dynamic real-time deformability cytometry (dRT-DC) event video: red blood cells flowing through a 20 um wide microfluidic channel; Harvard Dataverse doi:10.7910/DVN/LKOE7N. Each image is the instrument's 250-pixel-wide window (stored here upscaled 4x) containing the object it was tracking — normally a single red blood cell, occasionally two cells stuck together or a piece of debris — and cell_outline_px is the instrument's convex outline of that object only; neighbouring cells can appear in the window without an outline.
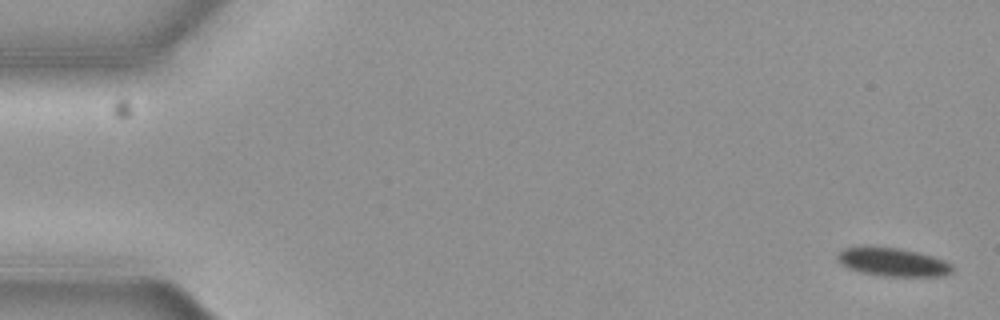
{"species": "common noctule bat (a hibernating species)", "species_latin": "Nyctalus noctula", "temperature_condition": "cold", "stored_images_in_passage": 3, "camera_frame_rate_fps": 3000, "um_per_image_px": 0.085, "animal": {"sex": "female", "body_mass_g": 19.3, "forearm_length_mm": 54.1}, "frame": {"image": 1, "passage_image": 1, "time_ms": 0.0, "image_size_px": [1000, 320], "cell_outline_px": [[956, 268], [952, 272], [944, 276], [884, 276], [860, 272], [848, 268], [840, 264], [836, 256], [844, 248], [860, 244], [868, 244], [896, 248], [916, 252], [932, 256], [944, 260], [952, 264]], "centroid_in_image_um": [75.85, 22.25], "position_along_channel_um": 9.2, "area_um2": 19.54}}
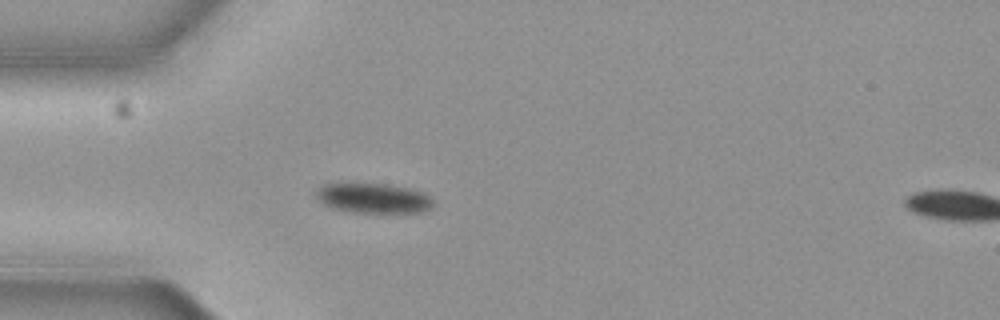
{"frame": {"image": 2, "passage_image": 3, "time_ms": 0.667, "image_size_px": [1000, 320], "cell_outline_px": [[436, 204], [432, 208], [424, 212], [348, 212], [332, 208], [324, 204], [316, 196], [316, 192], [324, 184], [384, 184], [408, 188], [424, 192]], "centroid_in_image_um": [31.79, 16.86], "position_along_channel_um": 53.2, "area_um2": 20.23}}